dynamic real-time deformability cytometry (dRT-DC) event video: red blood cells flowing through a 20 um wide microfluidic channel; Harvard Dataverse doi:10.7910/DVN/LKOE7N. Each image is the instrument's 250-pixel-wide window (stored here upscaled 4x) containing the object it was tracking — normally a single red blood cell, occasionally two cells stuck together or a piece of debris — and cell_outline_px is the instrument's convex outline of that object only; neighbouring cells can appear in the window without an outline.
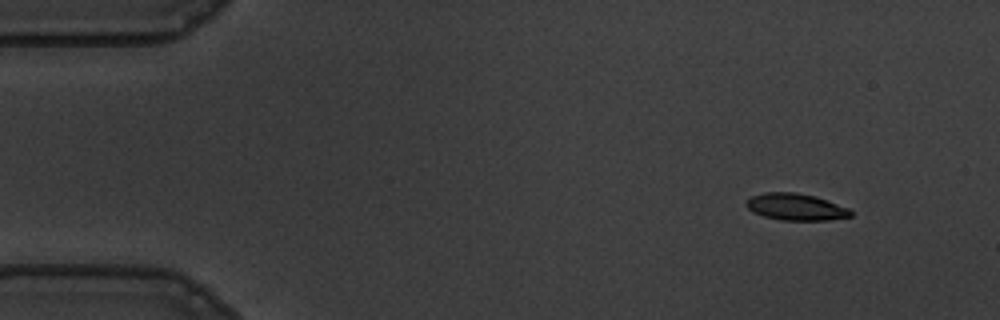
{"species": "common noctule bat (a hibernating species)", "species_latin": "Nyctalus noctula", "temperature_condition": "warm", "stored_images_in_passage": 52, "camera_frame_rate_fps": 3000, "um_per_image_px": 0.085, "animal": {"sex": "male", "body_mass_g": 19.5, "forearm_length_mm": 54.6}, "frame": {"image": 1, "passage_image": 1, "time_ms": 0.0, "image_size_px": [1000, 320], "cell_outline_px": [[852, 216], [828, 220], [780, 220], [764, 216], [752, 212], [744, 204], [752, 196], [764, 192], [796, 192], [816, 196], [848, 208], [852, 212]], "centroid_in_image_um": [67.63, 17.58], "position_along_channel_um": 17.4, "area_um2": 16.3}}
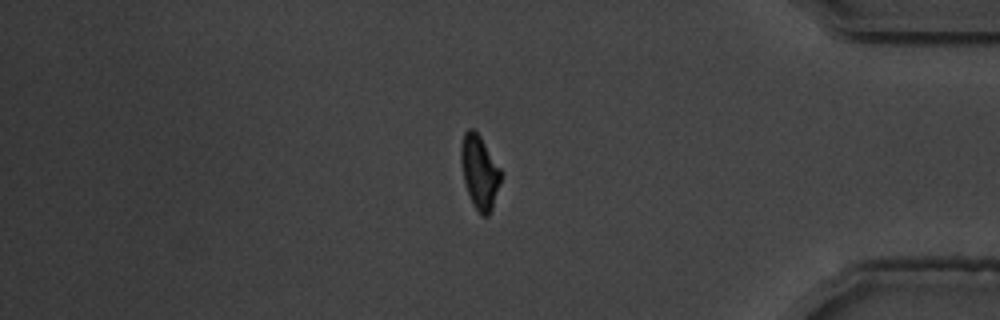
{"frame": {"image": 2, "passage_image": 43, "time_ms": 14.0, "image_size_px": [1000, 320], "cell_outline_px": [[504, 172], [492, 208], [488, 216], [480, 216], [472, 204], [464, 180], [460, 160], [460, 144], [464, 132], [468, 128], [472, 128], [480, 136]], "centroid_in_image_um": [40.77, 14.62], "position_along_channel_um": 394.4, "area_um2": 17.46}}
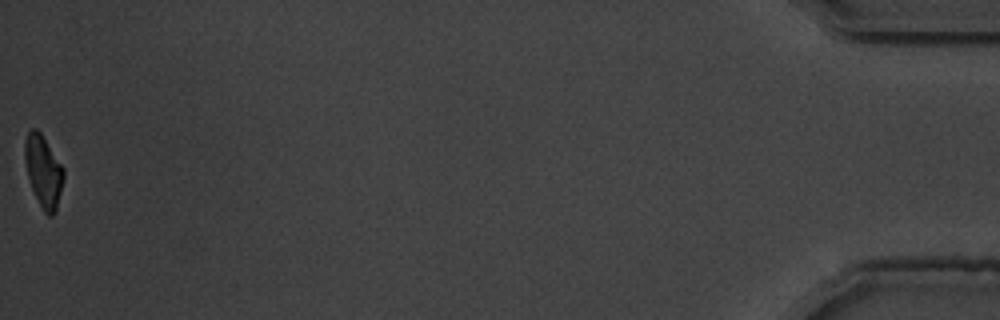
{"frame": {"image": 3, "passage_image": 52, "time_ms": 17.0, "image_size_px": [1000, 320], "cell_outline_px": [[64, 176], [56, 208], [52, 216], [48, 216], [44, 212], [32, 188], [28, 176], [24, 160], [24, 140], [28, 132], [32, 128], [36, 128], [40, 132], [64, 168]], "centroid_in_image_um": [3.67, 14.51], "position_along_channel_um": 431.5, "area_um2": 15.95}, "authors_computed_cell_mechanics": {"area_um2": 17.5134, "velocity_mm_per_s": 3.5926, "shape_relaxation_time_tau1_ms": 3.6127, "shape_relaxation_time_tau2_ms": 2.0854, "deformation_change_tau1": 0.1505, "deformation_change_tau2": 0.0837}}